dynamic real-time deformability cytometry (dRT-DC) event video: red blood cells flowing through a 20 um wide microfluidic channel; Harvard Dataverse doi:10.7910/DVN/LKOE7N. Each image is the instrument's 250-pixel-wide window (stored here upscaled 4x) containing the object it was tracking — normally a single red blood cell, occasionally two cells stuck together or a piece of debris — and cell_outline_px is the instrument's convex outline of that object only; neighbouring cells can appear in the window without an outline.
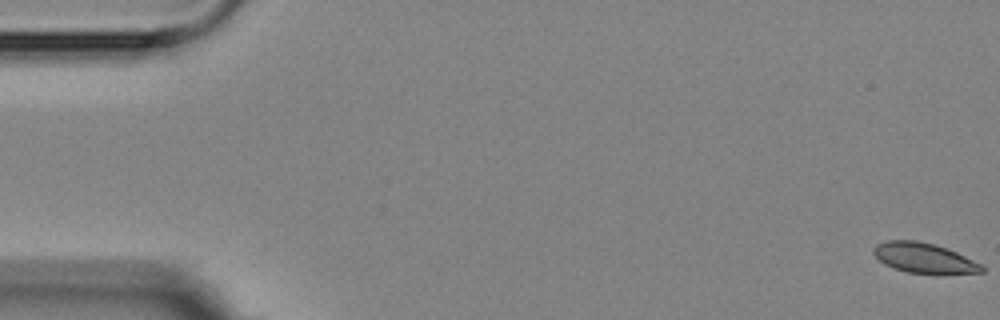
{"species": "Egyptian fruit bat (a non-hibernating species)", "species_latin": "Rousettus aegyptiacus", "temperature_condition": "room temperature", "stored_images_in_passage": 5, "camera_frame_rate_fps": 3000, "um_per_image_px": 0.085, "animal": {"sex": "female"}, "frame": {"image": 1, "passage_image": 1, "time_ms": 0.0, "image_size_px": [1000, 320], "cell_outline_px": [[984, 272], [908, 272], [884, 264], [872, 252], [872, 248], [876, 244], [888, 240], [916, 240], [932, 244], [956, 252], [984, 264]], "centroid_in_image_um": [78.52, 21.89], "position_along_channel_um": 6.5, "area_um2": 18.38}}
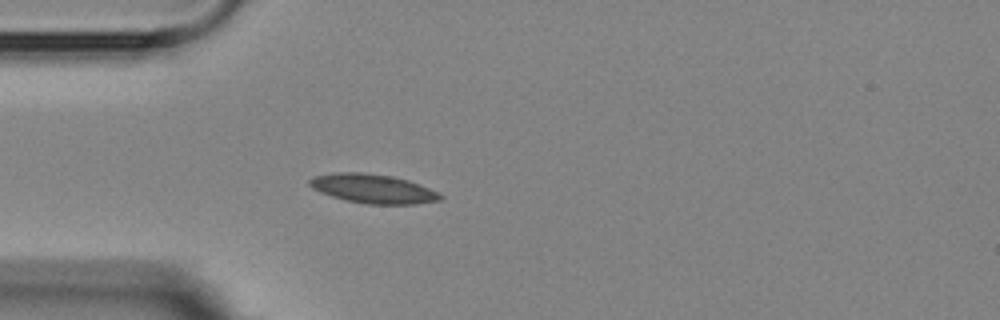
{"frame": {"image": 2, "passage_image": 5, "time_ms": 5.0, "image_size_px": [1000, 320], "cell_outline_px": [[444, 196], [440, 200], [416, 204], [368, 204], [348, 200], [332, 196], [320, 192], [312, 188], [308, 184], [308, 180], [312, 176], [340, 172], [360, 172], [392, 176], [408, 180], [440, 192]], "centroid_in_image_um": [31.72, 16.03], "position_along_channel_um": 53.3, "area_um2": 22.14}}